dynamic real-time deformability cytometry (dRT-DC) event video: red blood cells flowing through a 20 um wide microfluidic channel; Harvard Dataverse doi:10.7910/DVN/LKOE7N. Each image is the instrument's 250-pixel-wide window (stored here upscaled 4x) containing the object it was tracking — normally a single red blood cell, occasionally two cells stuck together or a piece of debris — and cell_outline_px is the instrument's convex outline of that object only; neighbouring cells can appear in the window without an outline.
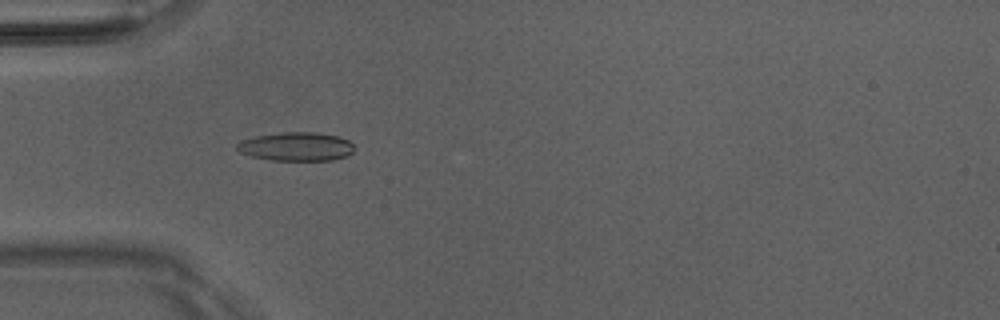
{"species": "Egyptian fruit bat (a non-hibernating species)", "species_latin": "Rousettus aegyptiacus", "temperature_condition": "room temperature", "stored_images_in_passage": 50, "camera_frame_rate_fps": 3000, "um_per_image_px": 0.085, "animal": {"sex": "male"}, "frame": {"image": 1, "passage_image": 15, "time_ms": 4.667, "image_size_px": [1000, 320], "cell_outline_px": [[356, 148], [348, 156], [332, 160], [268, 160], [252, 156], [240, 152], [236, 148], [236, 144], [240, 140], [256, 136], [284, 132], [316, 132], [340, 136], [348, 140]], "centroid_in_image_um": [25.2, 12.45], "position_along_channel_um": 59.8, "area_um2": 19.77}}
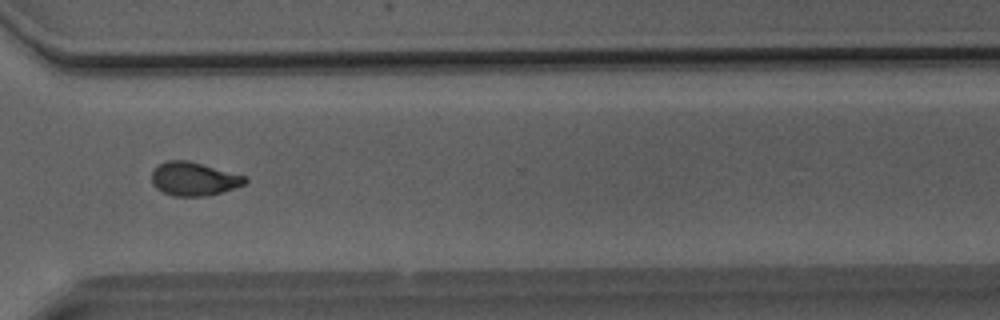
{"frame": {"image": 2, "passage_image": 37, "time_ms": 12.0, "image_size_px": [1000, 320], "cell_outline_px": [[248, 180], [244, 184], [208, 196], [172, 196], [156, 188], [152, 184], [152, 172], [160, 164], [168, 160], [188, 160], [248, 176]], "centroid_in_image_um": [16.49, 15.2], "position_along_channel_um": 354.1, "area_um2": 18.21}}
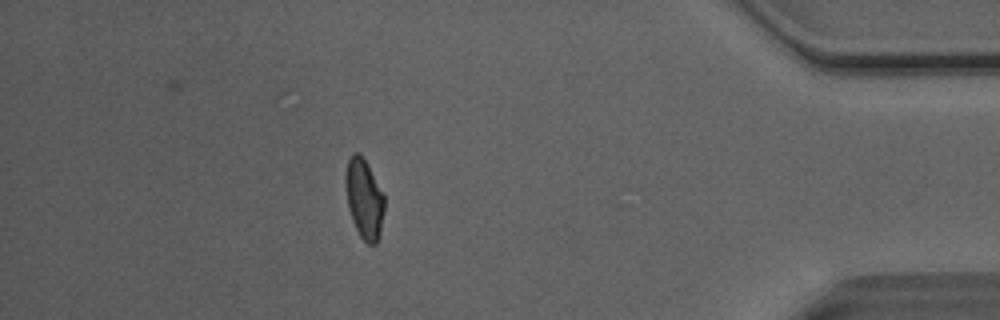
{"frame": {"image": 3, "passage_image": 44, "time_ms": 14.333, "image_size_px": [1000, 320], "cell_outline_px": [[384, 208], [380, 232], [376, 244], [368, 244], [360, 236], [352, 220], [348, 208], [344, 184], [344, 176], [348, 160], [352, 152], [356, 152], [368, 164], [384, 192]], "centroid_in_image_um": [30.94, 16.87], "position_along_channel_um": 404.3, "area_um2": 18.21}, "authors_computed_cell_mechanics": {"area_um2": 18.2937, "velocity_mm_per_s": 4.0635, "shape_relaxation_time_tau1_ms": 8.0596, "shape_relaxation_time_tau2_ms": 1.934, "deformation_change_tau1": 0.1888, "deformation_change_tau2": 0.0686}}